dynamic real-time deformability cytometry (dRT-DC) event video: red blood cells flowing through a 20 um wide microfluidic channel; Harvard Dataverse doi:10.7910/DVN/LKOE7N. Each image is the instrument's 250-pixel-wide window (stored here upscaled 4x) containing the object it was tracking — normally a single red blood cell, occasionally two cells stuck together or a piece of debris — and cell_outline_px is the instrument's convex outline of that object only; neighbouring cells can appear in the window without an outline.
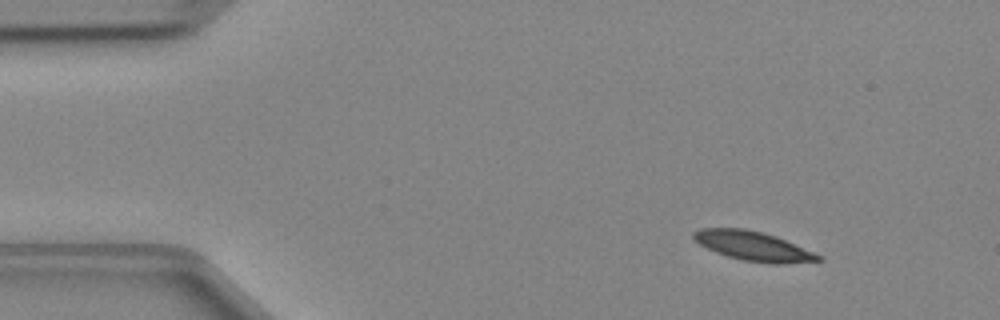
{"species": "Egyptian fruit bat (a non-hibernating species)", "species_latin": "Rousettus aegyptiacus", "temperature_condition": "cold", "stored_images_in_passage": 43, "camera_frame_rate_fps": 3000, "um_per_image_px": 0.085, "animal": {"sex": "female"}, "frame": {"image": 1, "passage_image": 1, "time_ms": 0.0, "image_size_px": [1000, 320], "cell_outline_px": [[824, 260], [784, 264], [772, 264], [744, 260], [728, 256], [716, 252], [700, 244], [692, 236], [692, 232], [700, 228], [744, 228], [764, 232], [776, 236], [824, 256]], "centroid_in_image_um": [64.07, 20.91], "position_along_channel_um": 20.9, "area_um2": 21.39}}
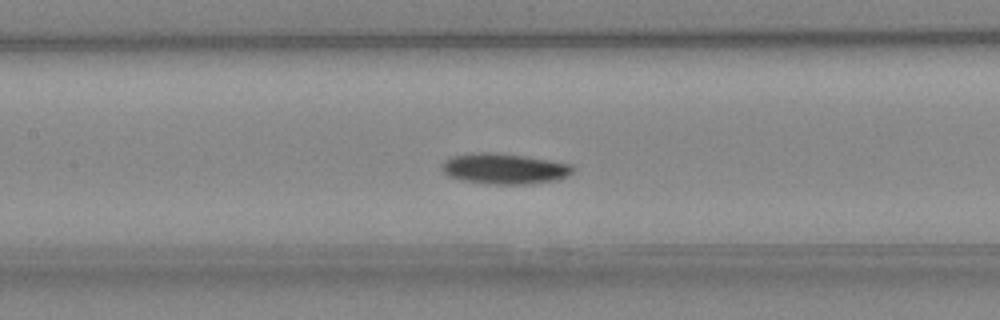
{"frame": {"image": 2, "passage_image": 17, "time_ms": 5.333, "image_size_px": [1000, 320], "cell_outline_px": [[576, 168], [568, 176], [552, 180], [528, 184], [488, 184], [464, 180], [448, 176], [440, 168], [440, 164], [444, 160], [452, 156], [480, 152], [492, 152], [524, 156], [572, 164]], "centroid_in_image_um": [42.84, 14.33], "position_along_channel_um": 164.6, "area_um2": 23.29}}
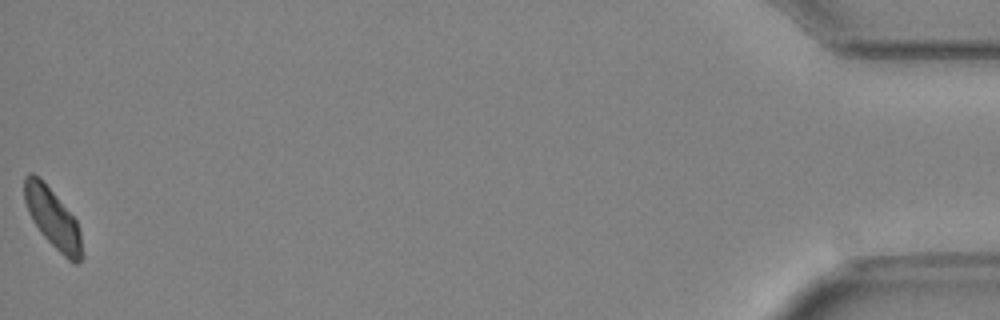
{"frame": {"image": 3, "passage_image": 43, "time_ms": 14.0, "image_size_px": [1000, 320], "cell_outline_px": [[84, 256], [76, 264], [72, 264], [40, 232], [32, 220], [28, 212], [24, 200], [24, 176], [28, 172], [32, 172], [52, 192], [76, 220], [80, 232], [84, 252]], "centroid_in_image_um": [4.49, 18.61], "position_along_channel_um": 430.7, "area_um2": 19.71}}